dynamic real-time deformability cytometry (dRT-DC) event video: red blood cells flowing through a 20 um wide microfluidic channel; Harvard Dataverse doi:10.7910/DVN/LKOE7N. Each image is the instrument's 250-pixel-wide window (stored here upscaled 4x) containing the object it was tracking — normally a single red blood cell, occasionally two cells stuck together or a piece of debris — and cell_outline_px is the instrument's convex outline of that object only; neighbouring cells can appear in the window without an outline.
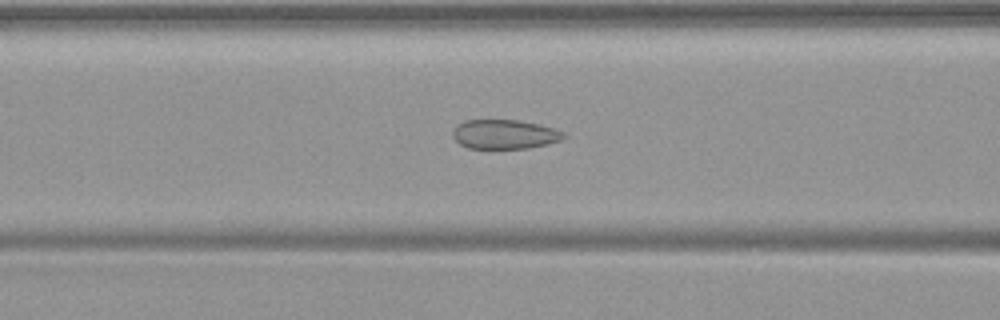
{"species": "common noctule bat (a hibernating species)", "species_latin": "Nyctalus noctula", "temperature_condition": "warm", "stored_images_in_passage": 34, "camera_frame_rate_fps": 3000, "um_per_image_px": 0.085, "animal": {"sex": "female", "body_mass_g": 19.9}, "frame": {"image": 1, "passage_image": 5, "time_ms": 1.333, "image_size_px": [1000, 320], "cell_outline_px": [[568, 136], [560, 140], [548, 144], [528, 148], [468, 148], [460, 144], [452, 136], [452, 132], [456, 124], [464, 120], [520, 120], [540, 124], [564, 132]], "centroid_in_image_um": [42.88, 11.4], "position_along_channel_um": 123.7, "area_um2": 19.07}}
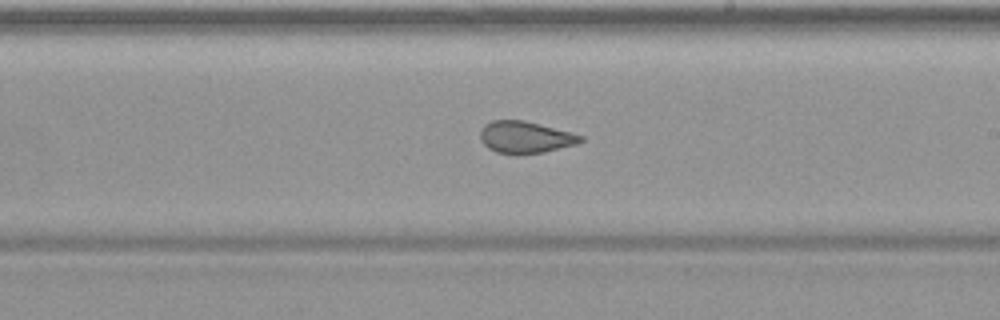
{"frame": {"image": 2, "passage_image": 14, "time_ms": 4.333, "image_size_px": [1000, 320], "cell_outline_px": [[584, 140], [576, 144], [544, 152], [516, 156], [496, 152], [488, 148], [480, 140], [480, 132], [484, 124], [492, 120], [524, 120], [584, 136]], "centroid_in_image_um": [44.61, 11.68], "position_along_channel_um": 244.4, "area_um2": 18.84}}
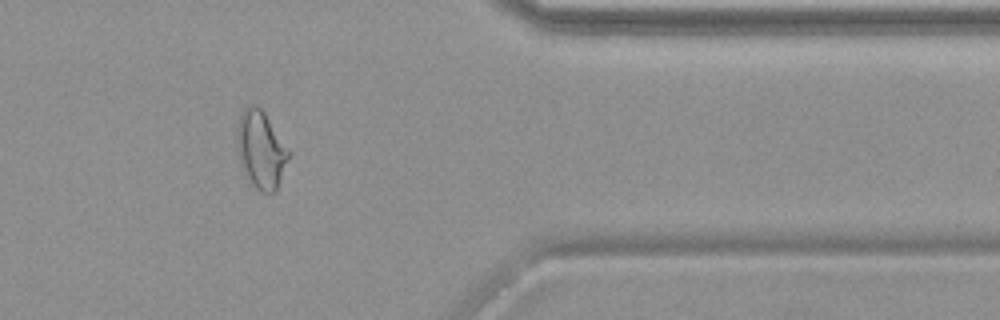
{"frame": {"image": 3, "passage_image": 26, "time_ms": 8.333, "image_size_px": [1000, 320], "cell_outline_px": [[292, 152], [276, 192], [264, 192], [256, 188], [252, 184], [240, 160], [236, 144], [236, 132], [240, 116], [252, 104], [256, 104], [264, 112]], "centroid_in_image_um": [22.22, 12.72], "position_along_channel_um": 389.2, "area_um2": 23.12}}